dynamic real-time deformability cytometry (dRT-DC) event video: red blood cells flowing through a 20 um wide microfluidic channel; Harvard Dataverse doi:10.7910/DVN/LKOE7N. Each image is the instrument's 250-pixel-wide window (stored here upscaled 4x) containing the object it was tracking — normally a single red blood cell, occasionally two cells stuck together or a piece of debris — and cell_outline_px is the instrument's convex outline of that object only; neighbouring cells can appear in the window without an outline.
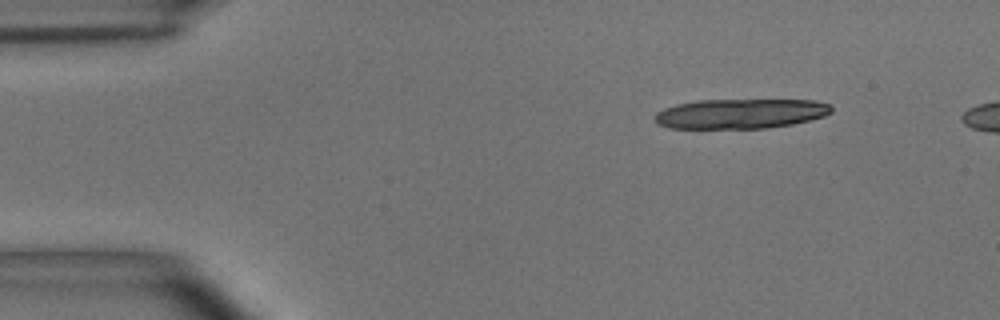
{"species": "common noctule bat (a hibernating species)", "species_latin": "Nyctalus noctula", "temperature_condition": "room temperature", "stored_images_in_passage": 12, "camera_frame_rate_fps": 3000, "um_per_image_px": 0.085, "animal": {"sex": "male", "body_mass_g": 15.6}, "frame": {"image": 1, "passage_image": 1, "time_ms": 0.0, "image_size_px": [1000, 320], "cell_outline_px": [[832, 112], [824, 116], [792, 124], [764, 128], [668, 128], [656, 124], [652, 120], [656, 112], [664, 108], [676, 104], [696, 100], [816, 100], [832, 104]], "centroid_in_image_um": [62.91, 9.66], "position_along_channel_um": 22.1, "area_um2": 30.92}}